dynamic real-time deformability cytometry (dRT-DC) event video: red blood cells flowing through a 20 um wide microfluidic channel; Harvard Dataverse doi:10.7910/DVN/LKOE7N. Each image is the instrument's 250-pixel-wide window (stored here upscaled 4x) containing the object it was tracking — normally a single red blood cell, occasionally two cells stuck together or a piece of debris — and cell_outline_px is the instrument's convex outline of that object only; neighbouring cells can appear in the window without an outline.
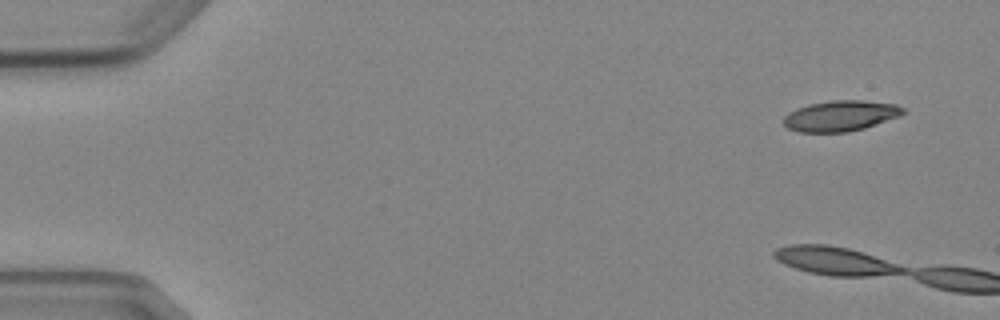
{"species": "Egyptian fruit bat (a non-hibernating species)", "species_latin": "Rousettus aegyptiacus", "temperature_condition": "cold", "stored_images_in_passage": 4, "camera_frame_rate_fps": 3000, "um_per_image_px": 0.085, "animal": {"sex": "female"}, "frame": {"image": 1, "passage_image": 1, "time_ms": 0.0, "image_size_px": [1000, 320], "cell_outline_px": [[904, 112], [900, 116], [864, 128], [848, 132], [800, 132], [788, 128], [784, 124], [784, 116], [788, 112], [796, 108], [808, 104], [832, 100], [864, 100], [896, 104], [904, 108]], "centroid_in_image_um": [71.44, 9.84], "position_along_channel_um": 13.6, "area_um2": 21.39}}